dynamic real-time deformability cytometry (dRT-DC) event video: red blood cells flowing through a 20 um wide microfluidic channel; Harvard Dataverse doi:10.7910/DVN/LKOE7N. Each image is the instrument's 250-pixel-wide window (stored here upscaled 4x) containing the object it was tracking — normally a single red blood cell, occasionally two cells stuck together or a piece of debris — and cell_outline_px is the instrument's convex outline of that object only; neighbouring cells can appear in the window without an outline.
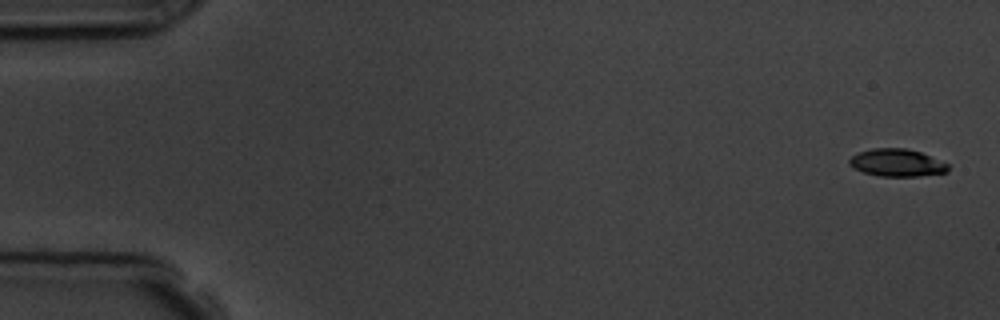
{"species": "common noctule bat (a hibernating species)", "species_latin": "Nyctalus noctula", "temperature_condition": "room temperature", "stored_images_in_passage": 5, "camera_frame_rate_fps": 3000, "um_per_image_px": 0.085, "animal": {"sex": "male", "body_mass_g": 19.5, "forearm_length_mm": 54.6}, "frame": {"image": 1, "passage_image": 1, "time_ms": 0.0, "image_size_px": [1000, 320], "cell_outline_px": [[948, 172], [916, 176], [880, 176], [864, 172], [848, 164], [848, 160], [852, 156], [860, 152], [872, 148], [904, 148], [920, 152], [948, 164]], "centroid_in_image_um": [76.22, 13.83], "position_along_channel_um": 8.8, "area_um2": 15.55}}
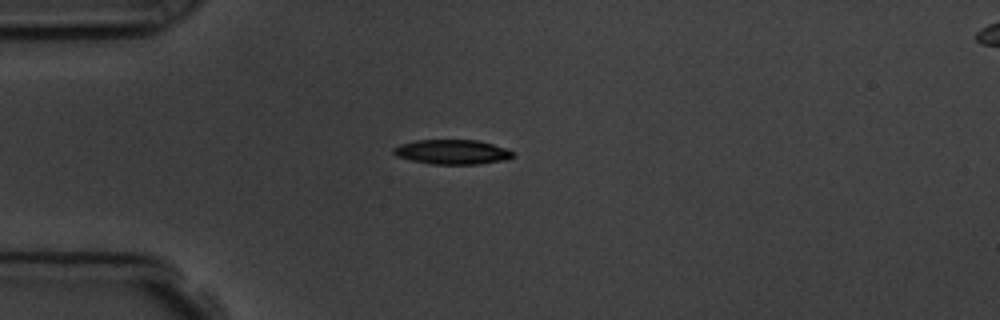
{"frame": {"image": 2, "passage_image": 5, "time_ms": 4.333, "image_size_px": [1000, 320], "cell_outline_px": [[516, 156], [508, 160], [480, 164], [432, 164], [412, 160], [396, 156], [392, 152], [392, 148], [400, 144], [416, 140], [476, 140], [492, 144], [516, 152]], "centroid_in_image_um": [38.47, 12.92], "position_along_channel_um": 46.5, "area_um2": 17.28}}